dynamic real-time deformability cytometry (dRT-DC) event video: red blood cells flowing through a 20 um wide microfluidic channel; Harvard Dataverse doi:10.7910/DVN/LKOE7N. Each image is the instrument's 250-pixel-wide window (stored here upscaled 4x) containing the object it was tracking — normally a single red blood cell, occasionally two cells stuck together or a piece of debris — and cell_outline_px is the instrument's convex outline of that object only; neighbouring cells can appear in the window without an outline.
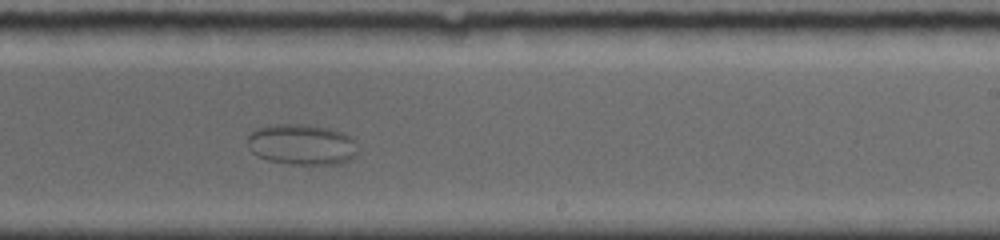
{"species": "common noctule bat (a hibernating species)", "species_latin": "Nyctalus noctula", "temperature_condition": "room temperature", "stored_images_in_passage": 67, "camera_frame_rate_fps": 5000, "um_per_image_px": 0.085, "animal": {"sex": "female", "body_mass_g": 19.0, "forearm_length_mm": 56.7}, "frame": {"image": 1, "passage_image": 40, "time_ms": 7.8, "image_size_px": [1000, 240], "cell_outline_px": [[356, 156], [352, 160], [340, 164], [288, 164], [268, 160], [256, 156], [252, 152], [248, 140], [248, 136], [256, 128], [276, 124], [304, 124], [328, 128], [340, 132], [348, 136], [352, 140], [356, 152]], "centroid_in_image_um": [25.63, 12.3], "position_along_channel_um": 263.4, "area_um2": 26.01}}
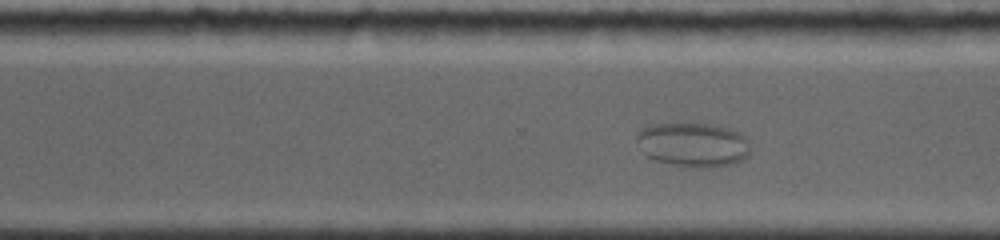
{"frame": {"image": 2, "passage_image": 47, "time_ms": 9.2, "image_size_px": [1000, 240], "cell_outline_px": [[748, 152], [740, 160], [732, 164], [708, 168], [688, 168], [656, 160], [648, 156], [636, 136], [644, 128], [656, 124], [708, 124], [724, 128], [736, 132], [744, 140]], "centroid_in_image_um": [58.88, 12.33], "position_along_channel_um": 311.7, "area_um2": 28.09}}